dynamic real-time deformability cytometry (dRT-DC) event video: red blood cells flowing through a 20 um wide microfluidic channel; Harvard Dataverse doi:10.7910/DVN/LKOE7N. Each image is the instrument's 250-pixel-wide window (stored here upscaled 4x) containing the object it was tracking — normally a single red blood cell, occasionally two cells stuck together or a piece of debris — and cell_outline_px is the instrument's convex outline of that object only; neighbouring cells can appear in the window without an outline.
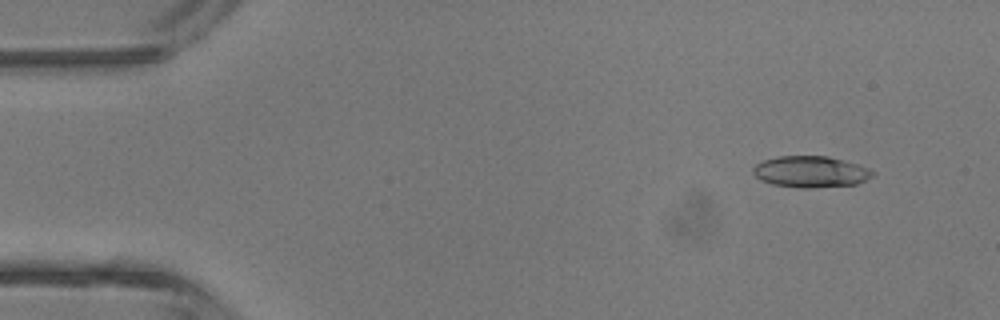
{"species": "common noctule bat (a hibernating species)", "species_latin": "Nyctalus noctula", "temperature_condition": "room temperature", "stored_images_in_passage": 5, "camera_frame_rate_fps": 3000, "um_per_image_px": 0.085, "animal": {"sex": "male", "body_mass_g": 13.3}, "frame": {"image": 1, "passage_image": 5, "time_ms": 5.333, "image_size_px": [1000, 320], "cell_outline_px": [[876, 172], [872, 176], [856, 184], [808, 188], [800, 188], [772, 184], [760, 180], [752, 172], [752, 168], [756, 164], [764, 160], [780, 156], [828, 156], [844, 160], [868, 168]], "centroid_in_image_um": [68.88, 14.6], "position_along_channel_um": 16.1, "area_um2": 21.73}}